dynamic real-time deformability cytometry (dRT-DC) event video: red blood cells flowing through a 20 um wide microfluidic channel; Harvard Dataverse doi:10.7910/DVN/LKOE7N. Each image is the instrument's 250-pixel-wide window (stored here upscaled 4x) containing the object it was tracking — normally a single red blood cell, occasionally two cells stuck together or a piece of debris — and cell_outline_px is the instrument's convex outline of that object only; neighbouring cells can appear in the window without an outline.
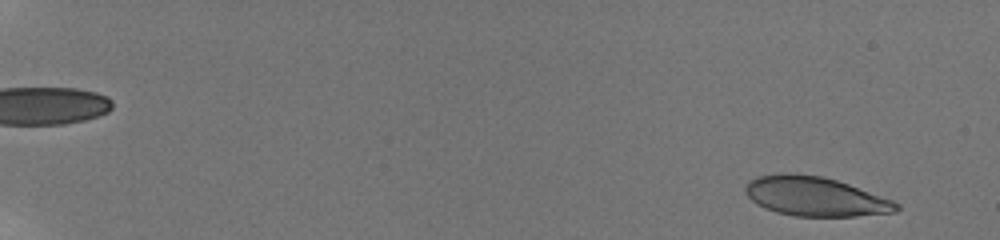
{"species": "human", "species_latin": "Homo sapiens", "temperature_condition": "room temperature", "stored_images_in_passage": 84, "camera_frame_rate_fps": 3000, "um_per_image_px": 0.085, "donor": {"sex": "male"}, "frame": {"image": 1, "passage_image": 5, "time_ms": 1.0, "image_size_px": [1000, 240], "cell_outline_px": [[900, 208], [896, 212], [856, 216], [796, 216], [776, 212], [764, 208], [756, 204], [744, 192], [744, 188], [756, 176], [784, 172], [796, 172], [820, 176], [836, 180], [848, 184], [892, 200], [900, 204]], "centroid_in_image_um": [69.27, 16.69], "position_along_channel_um": 15.7, "area_um2": 34.62}}
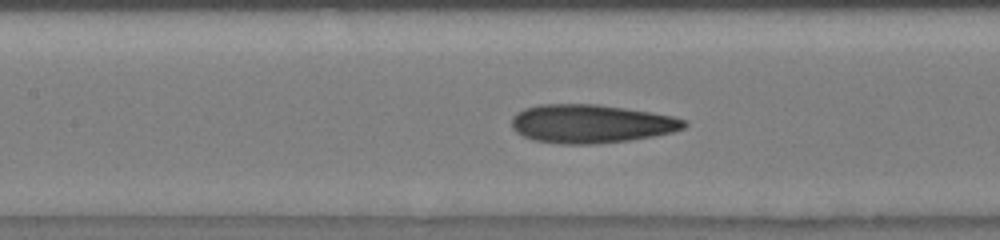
{"frame": {"image": 2, "passage_image": 41, "time_ms": 10.0, "image_size_px": [1000, 240], "cell_outline_px": [[688, 124], [684, 128], [672, 132], [652, 136], [628, 140], [592, 144], [560, 144], [532, 140], [516, 132], [512, 128], [512, 116], [516, 112], [524, 108], [540, 104], [596, 104], [624, 108], [672, 116], [688, 120]], "centroid_in_image_um": [50.2, 10.52], "position_along_channel_um": 157.2, "area_um2": 38.73}}
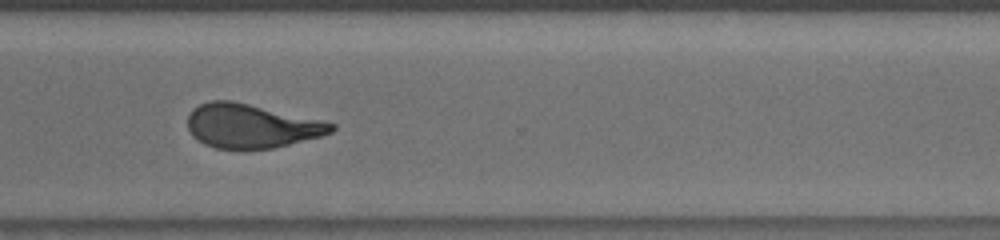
{"frame": {"image": 3, "passage_image": 62, "time_ms": 15.0, "image_size_px": [1000, 240], "cell_outline_px": [[336, 128], [332, 132], [320, 136], [272, 148], [244, 152], [216, 148], [204, 144], [192, 136], [188, 128], [188, 116], [192, 108], [200, 104], [212, 100], [232, 100], [336, 124]], "centroid_in_image_um": [21.29, 10.74], "position_along_channel_um": 349.3, "area_um2": 37.11}, "authors_computed_cell_mechanics": {"area_um2": 37.281, "velocity_mm_per_s": 3.8502, "shape_relaxation_time_tau1_ms": 10.5728, "shape_relaxation_time_tau2_ms": 1.5338, "deformation_change_tau1": 0.2833, "deformation_change_tau2": 0.0973}}